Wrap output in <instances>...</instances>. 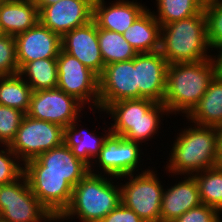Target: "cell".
<instances>
[{"instance_id":"cell-1","label":"cell","mask_w":222,"mask_h":222,"mask_svg":"<svg viewBox=\"0 0 222 222\" xmlns=\"http://www.w3.org/2000/svg\"><path fill=\"white\" fill-rule=\"evenodd\" d=\"M183 122V128L178 129L176 133L170 130L172 135L175 134V138L170 140V148H164L169 149L167 159H164L167 161L163 160L164 174L166 171L173 175L193 176L217 166L218 128Z\"/></svg>"},{"instance_id":"cell-2","label":"cell","mask_w":222,"mask_h":222,"mask_svg":"<svg viewBox=\"0 0 222 222\" xmlns=\"http://www.w3.org/2000/svg\"><path fill=\"white\" fill-rule=\"evenodd\" d=\"M104 111L106 118L111 119V133L142 145H148L152 139H157L162 131L166 133V130H162L163 125L166 122L170 124L167 119L172 118L163 103L147 98L116 101Z\"/></svg>"},{"instance_id":"cell-3","label":"cell","mask_w":222,"mask_h":222,"mask_svg":"<svg viewBox=\"0 0 222 222\" xmlns=\"http://www.w3.org/2000/svg\"><path fill=\"white\" fill-rule=\"evenodd\" d=\"M117 181L118 177L89 172L73 187L70 204L56 222L101 221L121 202V187Z\"/></svg>"},{"instance_id":"cell-4","label":"cell","mask_w":222,"mask_h":222,"mask_svg":"<svg viewBox=\"0 0 222 222\" xmlns=\"http://www.w3.org/2000/svg\"><path fill=\"white\" fill-rule=\"evenodd\" d=\"M215 75L213 58L169 64L163 104L171 117H185L203 97Z\"/></svg>"},{"instance_id":"cell-5","label":"cell","mask_w":222,"mask_h":222,"mask_svg":"<svg viewBox=\"0 0 222 222\" xmlns=\"http://www.w3.org/2000/svg\"><path fill=\"white\" fill-rule=\"evenodd\" d=\"M159 51L169 64L212 58L204 10L198 15L161 26Z\"/></svg>"},{"instance_id":"cell-6","label":"cell","mask_w":222,"mask_h":222,"mask_svg":"<svg viewBox=\"0 0 222 222\" xmlns=\"http://www.w3.org/2000/svg\"><path fill=\"white\" fill-rule=\"evenodd\" d=\"M156 169L157 167L151 166L145 172L118 177L121 202L144 222H160L162 195L166 184L160 180L161 175Z\"/></svg>"},{"instance_id":"cell-7","label":"cell","mask_w":222,"mask_h":222,"mask_svg":"<svg viewBox=\"0 0 222 222\" xmlns=\"http://www.w3.org/2000/svg\"><path fill=\"white\" fill-rule=\"evenodd\" d=\"M143 148H145L144 145L140 143L110 132L104 140L99 155L90 166V172L113 177L145 172L151 167L147 166V168L144 161L150 160L152 162V158H150L149 151L147 154ZM143 156L149 157L145 159Z\"/></svg>"},{"instance_id":"cell-8","label":"cell","mask_w":222,"mask_h":222,"mask_svg":"<svg viewBox=\"0 0 222 222\" xmlns=\"http://www.w3.org/2000/svg\"><path fill=\"white\" fill-rule=\"evenodd\" d=\"M0 217L9 222H56L32 193L25 174L0 186Z\"/></svg>"},{"instance_id":"cell-9","label":"cell","mask_w":222,"mask_h":222,"mask_svg":"<svg viewBox=\"0 0 222 222\" xmlns=\"http://www.w3.org/2000/svg\"><path fill=\"white\" fill-rule=\"evenodd\" d=\"M63 138L62 126L25 114L9 147L25 164L40 154L62 145Z\"/></svg>"},{"instance_id":"cell-10","label":"cell","mask_w":222,"mask_h":222,"mask_svg":"<svg viewBox=\"0 0 222 222\" xmlns=\"http://www.w3.org/2000/svg\"><path fill=\"white\" fill-rule=\"evenodd\" d=\"M57 88L74 96L86 108L98 109L99 78L76 57L61 49L57 57Z\"/></svg>"},{"instance_id":"cell-11","label":"cell","mask_w":222,"mask_h":222,"mask_svg":"<svg viewBox=\"0 0 222 222\" xmlns=\"http://www.w3.org/2000/svg\"><path fill=\"white\" fill-rule=\"evenodd\" d=\"M85 109L88 110L74 96L53 88L33 91L26 115L65 128L85 114Z\"/></svg>"},{"instance_id":"cell-12","label":"cell","mask_w":222,"mask_h":222,"mask_svg":"<svg viewBox=\"0 0 222 222\" xmlns=\"http://www.w3.org/2000/svg\"><path fill=\"white\" fill-rule=\"evenodd\" d=\"M98 78V109L105 110L116 101L139 99V88L136 86L135 57L128 61L106 65Z\"/></svg>"},{"instance_id":"cell-13","label":"cell","mask_w":222,"mask_h":222,"mask_svg":"<svg viewBox=\"0 0 222 222\" xmlns=\"http://www.w3.org/2000/svg\"><path fill=\"white\" fill-rule=\"evenodd\" d=\"M90 172V167L76 158L64 143L24 164V173L62 175L75 187Z\"/></svg>"},{"instance_id":"cell-14","label":"cell","mask_w":222,"mask_h":222,"mask_svg":"<svg viewBox=\"0 0 222 222\" xmlns=\"http://www.w3.org/2000/svg\"><path fill=\"white\" fill-rule=\"evenodd\" d=\"M91 113L93 116L99 113L98 115L99 119L101 117H102L101 120L104 119L102 120L103 121L102 125L104 127L103 126L98 127L103 132L96 131V129L98 130V128L97 126L95 128V125H94L95 130H93L92 128L90 131L89 127H86L88 126V124L82 122L81 120L83 118L82 115L80 116V118L73 121L70 125L64 128V138H63V143L72 150V153L75 155V157L83 161L89 167L93 164V161L99 155L102 145L104 144L105 138L111 132L109 121L105 120L106 114L104 110L101 109L91 110Z\"/></svg>"},{"instance_id":"cell-15","label":"cell","mask_w":222,"mask_h":222,"mask_svg":"<svg viewBox=\"0 0 222 222\" xmlns=\"http://www.w3.org/2000/svg\"><path fill=\"white\" fill-rule=\"evenodd\" d=\"M94 0H60L39 11V22L61 37L93 20Z\"/></svg>"},{"instance_id":"cell-16","label":"cell","mask_w":222,"mask_h":222,"mask_svg":"<svg viewBox=\"0 0 222 222\" xmlns=\"http://www.w3.org/2000/svg\"><path fill=\"white\" fill-rule=\"evenodd\" d=\"M169 63L160 51L138 53L135 56L136 86L139 99L147 98L163 103Z\"/></svg>"},{"instance_id":"cell-17","label":"cell","mask_w":222,"mask_h":222,"mask_svg":"<svg viewBox=\"0 0 222 222\" xmlns=\"http://www.w3.org/2000/svg\"><path fill=\"white\" fill-rule=\"evenodd\" d=\"M166 175L175 179L174 182L171 180L170 185L169 182L166 183L168 186L164 188L160 222H173L186 211L201 205L202 201L194 176L173 175L167 172Z\"/></svg>"},{"instance_id":"cell-18","label":"cell","mask_w":222,"mask_h":222,"mask_svg":"<svg viewBox=\"0 0 222 222\" xmlns=\"http://www.w3.org/2000/svg\"><path fill=\"white\" fill-rule=\"evenodd\" d=\"M62 50L76 57L98 77L105 68L98 42V26L94 20L61 37Z\"/></svg>"},{"instance_id":"cell-19","label":"cell","mask_w":222,"mask_h":222,"mask_svg":"<svg viewBox=\"0 0 222 222\" xmlns=\"http://www.w3.org/2000/svg\"><path fill=\"white\" fill-rule=\"evenodd\" d=\"M19 70L30 61L57 58L62 49L61 36L38 22L15 36Z\"/></svg>"},{"instance_id":"cell-20","label":"cell","mask_w":222,"mask_h":222,"mask_svg":"<svg viewBox=\"0 0 222 222\" xmlns=\"http://www.w3.org/2000/svg\"><path fill=\"white\" fill-rule=\"evenodd\" d=\"M40 203L57 219L69 206L73 186L62 175L24 173Z\"/></svg>"},{"instance_id":"cell-21","label":"cell","mask_w":222,"mask_h":222,"mask_svg":"<svg viewBox=\"0 0 222 222\" xmlns=\"http://www.w3.org/2000/svg\"><path fill=\"white\" fill-rule=\"evenodd\" d=\"M109 1L111 0H94L93 20L98 28L120 34H123L148 8L142 0Z\"/></svg>"},{"instance_id":"cell-22","label":"cell","mask_w":222,"mask_h":222,"mask_svg":"<svg viewBox=\"0 0 222 222\" xmlns=\"http://www.w3.org/2000/svg\"><path fill=\"white\" fill-rule=\"evenodd\" d=\"M39 22V10L31 0L0 1V26L3 34L17 36Z\"/></svg>"},{"instance_id":"cell-23","label":"cell","mask_w":222,"mask_h":222,"mask_svg":"<svg viewBox=\"0 0 222 222\" xmlns=\"http://www.w3.org/2000/svg\"><path fill=\"white\" fill-rule=\"evenodd\" d=\"M196 125L222 127V78L215 75L200 101L180 118Z\"/></svg>"},{"instance_id":"cell-24","label":"cell","mask_w":222,"mask_h":222,"mask_svg":"<svg viewBox=\"0 0 222 222\" xmlns=\"http://www.w3.org/2000/svg\"><path fill=\"white\" fill-rule=\"evenodd\" d=\"M122 35L137 53H151L160 50L161 25L149 7Z\"/></svg>"},{"instance_id":"cell-25","label":"cell","mask_w":222,"mask_h":222,"mask_svg":"<svg viewBox=\"0 0 222 222\" xmlns=\"http://www.w3.org/2000/svg\"><path fill=\"white\" fill-rule=\"evenodd\" d=\"M33 91L57 88V58L27 62L18 73Z\"/></svg>"},{"instance_id":"cell-26","label":"cell","mask_w":222,"mask_h":222,"mask_svg":"<svg viewBox=\"0 0 222 222\" xmlns=\"http://www.w3.org/2000/svg\"><path fill=\"white\" fill-rule=\"evenodd\" d=\"M150 11L161 26L198 15L204 10L202 0H155Z\"/></svg>"},{"instance_id":"cell-27","label":"cell","mask_w":222,"mask_h":222,"mask_svg":"<svg viewBox=\"0 0 222 222\" xmlns=\"http://www.w3.org/2000/svg\"><path fill=\"white\" fill-rule=\"evenodd\" d=\"M32 88L19 75L0 76V105L27 113L32 96Z\"/></svg>"},{"instance_id":"cell-28","label":"cell","mask_w":222,"mask_h":222,"mask_svg":"<svg viewBox=\"0 0 222 222\" xmlns=\"http://www.w3.org/2000/svg\"><path fill=\"white\" fill-rule=\"evenodd\" d=\"M98 42L105 66L131 60L138 54L122 34L114 31L98 28Z\"/></svg>"},{"instance_id":"cell-29","label":"cell","mask_w":222,"mask_h":222,"mask_svg":"<svg viewBox=\"0 0 222 222\" xmlns=\"http://www.w3.org/2000/svg\"><path fill=\"white\" fill-rule=\"evenodd\" d=\"M193 176L198 184L202 204L222 213V168L215 166Z\"/></svg>"},{"instance_id":"cell-30","label":"cell","mask_w":222,"mask_h":222,"mask_svg":"<svg viewBox=\"0 0 222 222\" xmlns=\"http://www.w3.org/2000/svg\"><path fill=\"white\" fill-rule=\"evenodd\" d=\"M24 174V163L10 149L0 144V186L14 182Z\"/></svg>"},{"instance_id":"cell-31","label":"cell","mask_w":222,"mask_h":222,"mask_svg":"<svg viewBox=\"0 0 222 222\" xmlns=\"http://www.w3.org/2000/svg\"><path fill=\"white\" fill-rule=\"evenodd\" d=\"M207 39L212 51L222 46V2H206Z\"/></svg>"},{"instance_id":"cell-32","label":"cell","mask_w":222,"mask_h":222,"mask_svg":"<svg viewBox=\"0 0 222 222\" xmlns=\"http://www.w3.org/2000/svg\"><path fill=\"white\" fill-rule=\"evenodd\" d=\"M24 116L25 113L18 109L0 105V144L11 143Z\"/></svg>"},{"instance_id":"cell-33","label":"cell","mask_w":222,"mask_h":222,"mask_svg":"<svg viewBox=\"0 0 222 222\" xmlns=\"http://www.w3.org/2000/svg\"><path fill=\"white\" fill-rule=\"evenodd\" d=\"M19 73L15 37L0 35V76H10Z\"/></svg>"},{"instance_id":"cell-34","label":"cell","mask_w":222,"mask_h":222,"mask_svg":"<svg viewBox=\"0 0 222 222\" xmlns=\"http://www.w3.org/2000/svg\"><path fill=\"white\" fill-rule=\"evenodd\" d=\"M222 213L210 206L201 204L192 208L173 222H222Z\"/></svg>"},{"instance_id":"cell-35","label":"cell","mask_w":222,"mask_h":222,"mask_svg":"<svg viewBox=\"0 0 222 222\" xmlns=\"http://www.w3.org/2000/svg\"><path fill=\"white\" fill-rule=\"evenodd\" d=\"M99 222H144L132 209L120 202Z\"/></svg>"},{"instance_id":"cell-36","label":"cell","mask_w":222,"mask_h":222,"mask_svg":"<svg viewBox=\"0 0 222 222\" xmlns=\"http://www.w3.org/2000/svg\"><path fill=\"white\" fill-rule=\"evenodd\" d=\"M212 58L215 62L216 75L222 78V46L215 49Z\"/></svg>"},{"instance_id":"cell-37","label":"cell","mask_w":222,"mask_h":222,"mask_svg":"<svg viewBox=\"0 0 222 222\" xmlns=\"http://www.w3.org/2000/svg\"><path fill=\"white\" fill-rule=\"evenodd\" d=\"M216 165L222 168V127L218 128Z\"/></svg>"},{"instance_id":"cell-38","label":"cell","mask_w":222,"mask_h":222,"mask_svg":"<svg viewBox=\"0 0 222 222\" xmlns=\"http://www.w3.org/2000/svg\"><path fill=\"white\" fill-rule=\"evenodd\" d=\"M60 0H35V4L38 8V10L40 11L43 7L45 6H50L52 4L57 3Z\"/></svg>"},{"instance_id":"cell-39","label":"cell","mask_w":222,"mask_h":222,"mask_svg":"<svg viewBox=\"0 0 222 222\" xmlns=\"http://www.w3.org/2000/svg\"><path fill=\"white\" fill-rule=\"evenodd\" d=\"M209 2L221 3V2H222V0H210Z\"/></svg>"},{"instance_id":"cell-40","label":"cell","mask_w":222,"mask_h":222,"mask_svg":"<svg viewBox=\"0 0 222 222\" xmlns=\"http://www.w3.org/2000/svg\"><path fill=\"white\" fill-rule=\"evenodd\" d=\"M0 222H9V221H7V220H5V219L0 217Z\"/></svg>"},{"instance_id":"cell-41","label":"cell","mask_w":222,"mask_h":222,"mask_svg":"<svg viewBox=\"0 0 222 222\" xmlns=\"http://www.w3.org/2000/svg\"><path fill=\"white\" fill-rule=\"evenodd\" d=\"M3 34V32H2V29H1V26H0V35H2Z\"/></svg>"},{"instance_id":"cell-42","label":"cell","mask_w":222,"mask_h":222,"mask_svg":"<svg viewBox=\"0 0 222 222\" xmlns=\"http://www.w3.org/2000/svg\"><path fill=\"white\" fill-rule=\"evenodd\" d=\"M204 3L209 2L210 0H202Z\"/></svg>"}]
</instances>
